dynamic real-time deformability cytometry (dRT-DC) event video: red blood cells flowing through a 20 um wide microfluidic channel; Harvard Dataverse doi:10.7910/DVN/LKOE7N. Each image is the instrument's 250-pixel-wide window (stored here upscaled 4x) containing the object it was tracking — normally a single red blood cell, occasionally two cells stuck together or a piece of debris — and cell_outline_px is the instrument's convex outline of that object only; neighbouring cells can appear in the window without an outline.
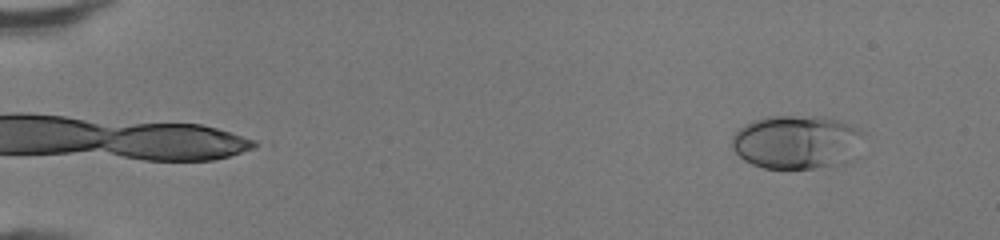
{"species": "human", "species_latin": "Homo sapiens", "temperature_condition": "room temperature", "stored_images_in_passage": 48, "camera_frame_rate_fps": 3000, "um_per_image_px": 0.085, "donor": {"sex": "female"}, "frame": {"image": 1, "passage_image": 5, "time_ms": 1.333, "image_size_px": [1000, 240], "cell_outline_px": [[864, 132], [832, 164], [812, 168], [764, 168], [752, 164], [744, 160], [732, 148], [732, 136], [740, 128], [756, 120], [768, 116], [824, 116], [840, 120]], "centroid_in_image_um": [67.49, 12.02], "position_along_channel_um": 17.5, "area_um2": 38.96}}
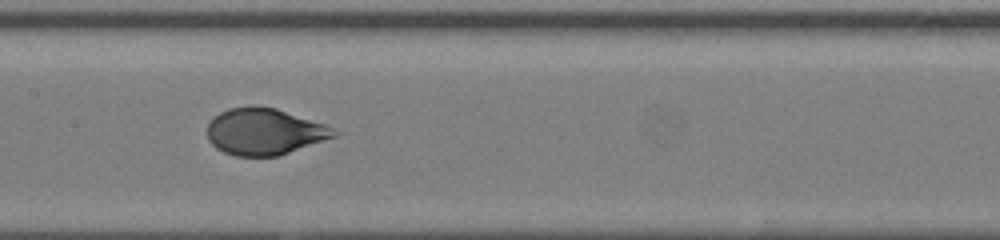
{"frame": {"image": 2, "passage_image": 26, "time_ms": 8.333, "image_size_px": [1000, 240], "cell_outline_px": [[344, 132], [336, 136], [276, 156], [236, 156], [224, 152], [216, 148], [208, 140], [208, 124], [220, 112], [228, 108], [248, 104], [252, 104], [276, 108], [324, 124]], "centroid_in_image_um": [22.48, 11.16], "position_along_channel_um": 184.9, "area_um2": 34.45}}
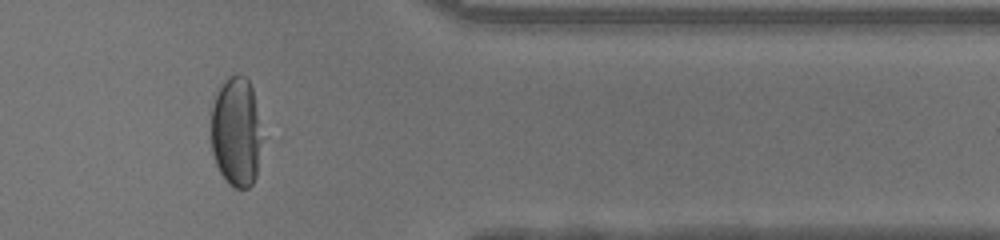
{"frame": {"image": 3, "passage_image": 41, "time_ms": 13.333, "image_size_px": [1000, 240], "cell_outline_px": [[260, 140], [256, 176], [252, 184], [248, 188], [232, 188], [228, 184], [220, 172], [212, 156], [212, 104], [224, 80], [228, 76], [236, 72], [244, 76], [248, 80], [252, 88], [256, 112]], "centroid_in_image_um": [20.04, 11.22], "position_along_channel_um": 391.4, "area_um2": 32.02}, "authors_computed_cell_mechanics": {"area_um2": 36.5874, "velocity_mm_per_s": 4.3465, "shape_relaxation_time_tau1_ms": 2.9417, "shape_relaxation_time_tau2_ms": null, "deformation_change_tau1": 0.1957, "deformation_change_tau2": null}}